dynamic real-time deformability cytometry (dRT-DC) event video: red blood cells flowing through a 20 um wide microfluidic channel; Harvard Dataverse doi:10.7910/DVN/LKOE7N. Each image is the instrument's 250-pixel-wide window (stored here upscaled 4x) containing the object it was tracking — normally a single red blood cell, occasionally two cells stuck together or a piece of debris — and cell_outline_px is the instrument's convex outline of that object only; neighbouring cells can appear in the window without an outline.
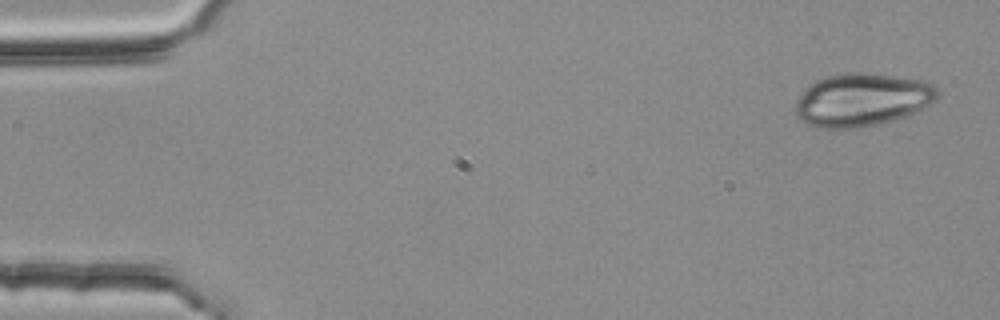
{"species": "common noctule bat (a hibernating species)", "species_latin": "Nyctalus noctula", "temperature_condition": "room temperature", "stored_images_in_passage": 4, "camera_frame_rate_fps": 3000, "um_per_image_px": 0.085, "animal": {"sex": "female", "body_mass_g": 25.1}, "frame": {"image": 1, "passage_image": 1, "time_ms": 0.0, "image_size_px": [1000, 320], "cell_outline_px": [[940, 96], [928, 108], [908, 116], [880, 124], [856, 128], [816, 128], [800, 120], [796, 116], [796, 100], [804, 88], [808, 84], [816, 80], [828, 76], [848, 72], [872, 72], [928, 80], [940, 92]], "centroid_in_image_um": [73.34, 8.47], "position_along_channel_um": 11.7, "area_um2": 45.08}}